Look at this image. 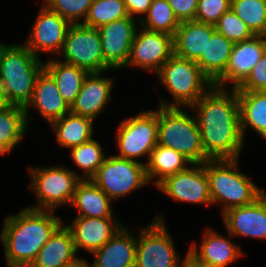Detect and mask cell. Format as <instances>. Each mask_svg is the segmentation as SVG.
<instances>
[{"mask_svg": "<svg viewBox=\"0 0 266 267\" xmlns=\"http://www.w3.org/2000/svg\"><path fill=\"white\" fill-rule=\"evenodd\" d=\"M213 204L221 203L222 214L234 207L252 204L264 191L238 171V159L204 162Z\"/></svg>", "mask_w": 266, "mask_h": 267, "instance_id": "obj_4", "label": "cell"}, {"mask_svg": "<svg viewBox=\"0 0 266 267\" xmlns=\"http://www.w3.org/2000/svg\"><path fill=\"white\" fill-rule=\"evenodd\" d=\"M230 8L254 35L266 36V0H231Z\"/></svg>", "mask_w": 266, "mask_h": 267, "instance_id": "obj_34", "label": "cell"}, {"mask_svg": "<svg viewBox=\"0 0 266 267\" xmlns=\"http://www.w3.org/2000/svg\"><path fill=\"white\" fill-rule=\"evenodd\" d=\"M54 211L24 208L4 220L0 239L7 267H29L43 245L63 223Z\"/></svg>", "mask_w": 266, "mask_h": 267, "instance_id": "obj_2", "label": "cell"}, {"mask_svg": "<svg viewBox=\"0 0 266 267\" xmlns=\"http://www.w3.org/2000/svg\"><path fill=\"white\" fill-rule=\"evenodd\" d=\"M28 126L25 107L10 105L0 112V150L6 154L23 140Z\"/></svg>", "mask_w": 266, "mask_h": 267, "instance_id": "obj_31", "label": "cell"}, {"mask_svg": "<svg viewBox=\"0 0 266 267\" xmlns=\"http://www.w3.org/2000/svg\"><path fill=\"white\" fill-rule=\"evenodd\" d=\"M92 0H44L51 11L58 13L71 24H82L91 6ZM84 18L81 19L80 18Z\"/></svg>", "mask_w": 266, "mask_h": 267, "instance_id": "obj_37", "label": "cell"}, {"mask_svg": "<svg viewBox=\"0 0 266 267\" xmlns=\"http://www.w3.org/2000/svg\"><path fill=\"white\" fill-rule=\"evenodd\" d=\"M11 104L7 101L5 94L0 89V112L4 111Z\"/></svg>", "mask_w": 266, "mask_h": 267, "instance_id": "obj_43", "label": "cell"}, {"mask_svg": "<svg viewBox=\"0 0 266 267\" xmlns=\"http://www.w3.org/2000/svg\"><path fill=\"white\" fill-rule=\"evenodd\" d=\"M87 262H88V261L84 259V261H83L82 263H80V264H79L78 266H76V267H88V266H87Z\"/></svg>", "mask_w": 266, "mask_h": 267, "instance_id": "obj_45", "label": "cell"}, {"mask_svg": "<svg viewBox=\"0 0 266 267\" xmlns=\"http://www.w3.org/2000/svg\"><path fill=\"white\" fill-rule=\"evenodd\" d=\"M156 75L173 97L171 104L160 99L162 107L191 108L213 86L195 61L176 55L168 59Z\"/></svg>", "mask_w": 266, "mask_h": 267, "instance_id": "obj_6", "label": "cell"}, {"mask_svg": "<svg viewBox=\"0 0 266 267\" xmlns=\"http://www.w3.org/2000/svg\"><path fill=\"white\" fill-rule=\"evenodd\" d=\"M231 7V0H198L195 20L215 25Z\"/></svg>", "mask_w": 266, "mask_h": 267, "instance_id": "obj_38", "label": "cell"}, {"mask_svg": "<svg viewBox=\"0 0 266 267\" xmlns=\"http://www.w3.org/2000/svg\"><path fill=\"white\" fill-rule=\"evenodd\" d=\"M32 183L29 188L37 196L38 205L28 208L54 211L61 205H70L81 176L67 167H28Z\"/></svg>", "mask_w": 266, "mask_h": 267, "instance_id": "obj_7", "label": "cell"}, {"mask_svg": "<svg viewBox=\"0 0 266 267\" xmlns=\"http://www.w3.org/2000/svg\"><path fill=\"white\" fill-rule=\"evenodd\" d=\"M183 109L159 106L157 143L174 149L192 164L204 163L210 159L205 155L195 112L191 117Z\"/></svg>", "mask_w": 266, "mask_h": 267, "instance_id": "obj_5", "label": "cell"}, {"mask_svg": "<svg viewBox=\"0 0 266 267\" xmlns=\"http://www.w3.org/2000/svg\"><path fill=\"white\" fill-rule=\"evenodd\" d=\"M259 136L266 139V127L260 132Z\"/></svg>", "mask_w": 266, "mask_h": 267, "instance_id": "obj_44", "label": "cell"}, {"mask_svg": "<svg viewBox=\"0 0 266 267\" xmlns=\"http://www.w3.org/2000/svg\"><path fill=\"white\" fill-rule=\"evenodd\" d=\"M222 217L231 238L243 236L266 240V193L252 204L227 210Z\"/></svg>", "mask_w": 266, "mask_h": 267, "instance_id": "obj_17", "label": "cell"}, {"mask_svg": "<svg viewBox=\"0 0 266 267\" xmlns=\"http://www.w3.org/2000/svg\"><path fill=\"white\" fill-rule=\"evenodd\" d=\"M29 107H34L49 125L70 112V106L59 93L53 78L45 70L38 76L32 99L25 107L27 121Z\"/></svg>", "mask_w": 266, "mask_h": 267, "instance_id": "obj_22", "label": "cell"}, {"mask_svg": "<svg viewBox=\"0 0 266 267\" xmlns=\"http://www.w3.org/2000/svg\"><path fill=\"white\" fill-rule=\"evenodd\" d=\"M175 201L190 204H212L209 178L204 163L191 164L186 170L164 179L156 186Z\"/></svg>", "mask_w": 266, "mask_h": 267, "instance_id": "obj_12", "label": "cell"}, {"mask_svg": "<svg viewBox=\"0 0 266 267\" xmlns=\"http://www.w3.org/2000/svg\"><path fill=\"white\" fill-rule=\"evenodd\" d=\"M71 159L79 169L83 170L84 175L81 179H91L103 164L107 156L104 155V150L101 144L93 138L79 146L70 148Z\"/></svg>", "mask_w": 266, "mask_h": 267, "instance_id": "obj_33", "label": "cell"}, {"mask_svg": "<svg viewBox=\"0 0 266 267\" xmlns=\"http://www.w3.org/2000/svg\"><path fill=\"white\" fill-rule=\"evenodd\" d=\"M76 255L73 236L62 223L43 245L29 267H76L84 261Z\"/></svg>", "mask_w": 266, "mask_h": 267, "instance_id": "obj_21", "label": "cell"}, {"mask_svg": "<svg viewBox=\"0 0 266 267\" xmlns=\"http://www.w3.org/2000/svg\"><path fill=\"white\" fill-rule=\"evenodd\" d=\"M44 70L55 81L59 93L65 102L71 106L81 90L88 71L59 59L44 62Z\"/></svg>", "mask_w": 266, "mask_h": 267, "instance_id": "obj_27", "label": "cell"}, {"mask_svg": "<svg viewBox=\"0 0 266 267\" xmlns=\"http://www.w3.org/2000/svg\"><path fill=\"white\" fill-rule=\"evenodd\" d=\"M190 109L196 112L205 155L210 160L238 159L245 138L236 89L213 85Z\"/></svg>", "mask_w": 266, "mask_h": 267, "instance_id": "obj_1", "label": "cell"}, {"mask_svg": "<svg viewBox=\"0 0 266 267\" xmlns=\"http://www.w3.org/2000/svg\"><path fill=\"white\" fill-rule=\"evenodd\" d=\"M215 29L234 44L248 40L254 36L247 25L231 8L219 18L215 24Z\"/></svg>", "mask_w": 266, "mask_h": 267, "instance_id": "obj_36", "label": "cell"}, {"mask_svg": "<svg viewBox=\"0 0 266 267\" xmlns=\"http://www.w3.org/2000/svg\"><path fill=\"white\" fill-rule=\"evenodd\" d=\"M44 63L25 45L0 42V89L11 105L26 107Z\"/></svg>", "mask_w": 266, "mask_h": 267, "instance_id": "obj_3", "label": "cell"}, {"mask_svg": "<svg viewBox=\"0 0 266 267\" xmlns=\"http://www.w3.org/2000/svg\"><path fill=\"white\" fill-rule=\"evenodd\" d=\"M237 92L266 91V51L247 79L236 88Z\"/></svg>", "mask_w": 266, "mask_h": 267, "instance_id": "obj_39", "label": "cell"}, {"mask_svg": "<svg viewBox=\"0 0 266 267\" xmlns=\"http://www.w3.org/2000/svg\"><path fill=\"white\" fill-rule=\"evenodd\" d=\"M173 55V36L140 27V31L138 29L136 31L125 67L136 66L157 74L162 65Z\"/></svg>", "mask_w": 266, "mask_h": 267, "instance_id": "obj_13", "label": "cell"}, {"mask_svg": "<svg viewBox=\"0 0 266 267\" xmlns=\"http://www.w3.org/2000/svg\"><path fill=\"white\" fill-rule=\"evenodd\" d=\"M233 46V42L215 31L195 61L212 83L225 71Z\"/></svg>", "mask_w": 266, "mask_h": 267, "instance_id": "obj_29", "label": "cell"}, {"mask_svg": "<svg viewBox=\"0 0 266 267\" xmlns=\"http://www.w3.org/2000/svg\"><path fill=\"white\" fill-rule=\"evenodd\" d=\"M128 17L123 0H92L83 25L99 28L114 20Z\"/></svg>", "mask_w": 266, "mask_h": 267, "instance_id": "obj_35", "label": "cell"}, {"mask_svg": "<svg viewBox=\"0 0 266 267\" xmlns=\"http://www.w3.org/2000/svg\"><path fill=\"white\" fill-rule=\"evenodd\" d=\"M111 201L91 179H81L76 185L70 205L80 212L76 217H115Z\"/></svg>", "mask_w": 266, "mask_h": 267, "instance_id": "obj_25", "label": "cell"}, {"mask_svg": "<svg viewBox=\"0 0 266 267\" xmlns=\"http://www.w3.org/2000/svg\"><path fill=\"white\" fill-rule=\"evenodd\" d=\"M180 267H191L186 261Z\"/></svg>", "mask_w": 266, "mask_h": 267, "instance_id": "obj_46", "label": "cell"}, {"mask_svg": "<svg viewBox=\"0 0 266 267\" xmlns=\"http://www.w3.org/2000/svg\"><path fill=\"white\" fill-rule=\"evenodd\" d=\"M215 31V25L212 24L196 20L180 22L173 36L174 55L196 61Z\"/></svg>", "mask_w": 266, "mask_h": 267, "instance_id": "obj_24", "label": "cell"}, {"mask_svg": "<svg viewBox=\"0 0 266 267\" xmlns=\"http://www.w3.org/2000/svg\"><path fill=\"white\" fill-rule=\"evenodd\" d=\"M266 51V36L254 35L252 38L235 43L225 71L213 82L219 88H238L250 75L254 66Z\"/></svg>", "mask_w": 266, "mask_h": 267, "instance_id": "obj_16", "label": "cell"}, {"mask_svg": "<svg viewBox=\"0 0 266 267\" xmlns=\"http://www.w3.org/2000/svg\"><path fill=\"white\" fill-rule=\"evenodd\" d=\"M184 260L191 266V267H214V266H209L203 263H199L195 261L188 253H186V256Z\"/></svg>", "mask_w": 266, "mask_h": 267, "instance_id": "obj_42", "label": "cell"}, {"mask_svg": "<svg viewBox=\"0 0 266 267\" xmlns=\"http://www.w3.org/2000/svg\"><path fill=\"white\" fill-rule=\"evenodd\" d=\"M141 28L174 36L180 22L174 15L168 0H152L146 17L139 19Z\"/></svg>", "mask_w": 266, "mask_h": 267, "instance_id": "obj_32", "label": "cell"}, {"mask_svg": "<svg viewBox=\"0 0 266 267\" xmlns=\"http://www.w3.org/2000/svg\"><path fill=\"white\" fill-rule=\"evenodd\" d=\"M102 73L105 72L88 73L79 94L70 106V112L94 121L96 116L105 111L106 104L112 100L111 91L115 79L104 77Z\"/></svg>", "mask_w": 266, "mask_h": 267, "instance_id": "obj_19", "label": "cell"}, {"mask_svg": "<svg viewBox=\"0 0 266 267\" xmlns=\"http://www.w3.org/2000/svg\"><path fill=\"white\" fill-rule=\"evenodd\" d=\"M56 134L57 144L64 148H73L92 139L93 120L69 112L51 124Z\"/></svg>", "mask_w": 266, "mask_h": 267, "instance_id": "obj_28", "label": "cell"}, {"mask_svg": "<svg viewBox=\"0 0 266 267\" xmlns=\"http://www.w3.org/2000/svg\"><path fill=\"white\" fill-rule=\"evenodd\" d=\"M240 126L243 138L246 129L260 132L266 127V91L237 92Z\"/></svg>", "mask_w": 266, "mask_h": 267, "instance_id": "obj_30", "label": "cell"}, {"mask_svg": "<svg viewBox=\"0 0 266 267\" xmlns=\"http://www.w3.org/2000/svg\"><path fill=\"white\" fill-rule=\"evenodd\" d=\"M41 6L24 45L37 57H39V51L58 55L72 24L43 3Z\"/></svg>", "mask_w": 266, "mask_h": 267, "instance_id": "obj_14", "label": "cell"}, {"mask_svg": "<svg viewBox=\"0 0 266 267\" xmlns=\"http://www.w3.org/2000/svg\"><path fill=\"white\" fill-rule=\"evenodd\" d=\"M138 26L139 18L128 16L98 28L104 60L113 70H121L126 66Z\"/></svg>", "mask_w": 266, "mask_h": 267, "instance_id": "obj_15", "label": "cell"}, {"mask_svg": "<svg viewBox=\"0 0 266 267\" xmlns=\"http://www.w3.org/2000/svg\"><path fill=\"white\" fill-rule=\"evenodd\" d=\"M125 226L102 247L93 251L95 256L88 267H135L137 239Z\"/></svg>", "mask_w": 266, "mask_h": 267, "instance_id": "obj_23", "label": "cell"}, {"mask_svg": "<svg viewBox=\"0 0 266 267\" xmlns=\"http://www.w3.org/2000/svg\"><path fill=\"white\" fill-rule=\"evenodd\" d=\"M119 158L136 160L148 156L158 144V109L141 111L120 122L117 130Z\"/></svg>", "mask_w": 266, "mask_h": 267, "instance_id": "obj_9", "label": "cell"}, {"mask_svg": "<svg viewBox=\"0 0 266 267\" xmlns=\"http://www.w3.org/2000/svg\"><path fill=\"white\" fill-rule=\"evenodd\" d=\"M128 16L136 19V15H146L152 0H123Z\"/></svg>", "mask_w": 266, "mask_h": 267, "instance_id": "obj_41", "label": "cell"}, {"mask_svg": "<svg viewBox=\"0 0 266 267\" xmlns=\"http://www.w3.org/2000/svg\"><path fill=\"white\" fill-rule=\"evenodd\" d=\"M201 242L199 247L195 242L192 243L187 252L199 263L214 267H227L243 256L239 246L232 242L231 238L222 236L214 229H206Z\"/></svg>", "mask_w": 266, "mask_h": 267, "instance_id": "obj_20", "label": "cell"}, {"mask_svg": "<svg viewBox=\"0 0 266 267\" xmlns=\"http://www.w3.org/2000/svg\"><path fill=\"white\" fill-rule=\"evenodd\" d=\"M179 22L195 20L198 0H168Z\"/></svg>", "mask_w": 266, "mask_h": 267, "instance_id": "obj_40", "label": "cell"}, {"mask_svg": "<svg viewBox=\"0 0 266 267\" xmlns=\"http://www.w3.org/2000/svg\"><path fill=\"white\" fill-rule=\"evenodd\" d=\"M139 232L135 267H180L184 263L185 260L181 262L175 250L162 216H156L150 225Z\"/></svg>", "mask_w": 266, "mask_h": 267, "instance_id": "obj_10", "label": "cell"}, {"mask_svg": "<svg viewBox=\"0 0 266 267\" xmlns=\"http://www.w3.org/2000/svg\"><path fill=\"white\" fill-rule=\"evenodd\" d=\"M145 164L148 181L155 187L167 177L186 170L192 163L172 148L157 144ZM157 180H156V178ZM156 180V181H155Z\"/></svg>", "mask_w": 266, "mask_h": 267, "instance_id": "obj_26", "label": "cell"}, {"mask_svg": "<svg viewBox=\"0 0 266 267\" xmlns=\"http://www.w3.org/2000/svg\"><path fill=\"white\" fill-rule=\"evenodd\" d=\"M91 180L112 201L118 200L149 183L145 163L119 158L115 155L105 158Z\"/></svg>", "mask_w": 266, "mask_h": 267, "instance_id": "obj_8", "label": "cell"}, {"mask_svg": "<svg viewBox=\"0 0 266 267\" xmlns=\"http://www.w3.org/2000/svg\"><path fill=\"white\" fill-rule=\"evenodd\" d=\"M58 55H62L63 62L83 68L89 73L112 70L104 60L98 28L72 24Z\"/></svg>", "mask_w": 266, "mask_h": 267, "instance_id": "obj_11", "label": "cell"}, {"mask_svg": "<svg viewBox=\"0 0 266 267\" xmlns=\"http://www.w3.org/2000/svg\"><path fill=\"white\" fill-rule=\"evenodd\" d=\"M117 217H75L65 226L70 230L75 250L82 248L90 254L106 244L123 226Z\"/></svg>", "mask_w": 266, "mask_h": 267, "instance_id": "obj_18", "label": "cell"}]
</instances>
